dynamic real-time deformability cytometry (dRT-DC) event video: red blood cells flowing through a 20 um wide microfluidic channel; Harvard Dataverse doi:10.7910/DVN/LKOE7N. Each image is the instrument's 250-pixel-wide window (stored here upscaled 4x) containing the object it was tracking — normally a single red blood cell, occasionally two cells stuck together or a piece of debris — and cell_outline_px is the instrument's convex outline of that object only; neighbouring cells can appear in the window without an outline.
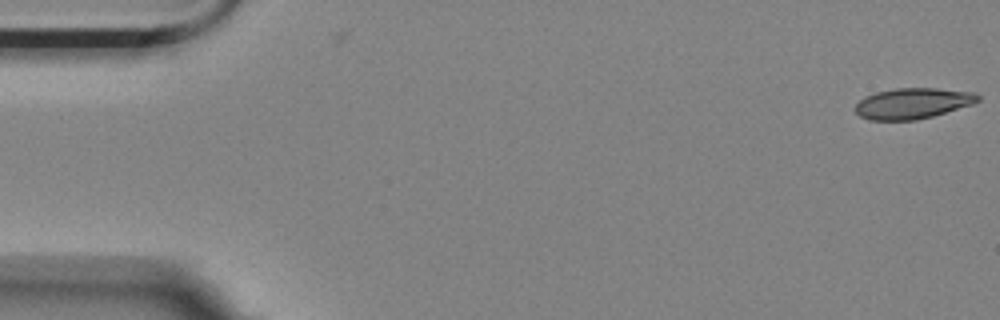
{"species": "Egyptian fruit bat (a non-hibernating species)", "species_latin": "Rousettus aegyptiacus", "temperature_condition": "room temperature", "stored_images_in_passage": 4, "camera_frame_rate_fps": 3000, "um_per_image_px": 0.085, "animal": {"sex": "female"}, "frame": {"image": 1, "passage_image": 1, "time_ms": 0.0, "image_size_px": [1000, 320], "cell_outline_px": [[980, 100], [972, 104], [932, 116], [916, 120], [868, 120], [860, 116], [852, 108], [864, 96], [876, 92], [896, 88], [936, 88], [976, 92], [980, 96]], "centroid_in_image_um": [77.56, 8.78], "position_along_channel_um": 7.4, "area_um2": 22.08}}